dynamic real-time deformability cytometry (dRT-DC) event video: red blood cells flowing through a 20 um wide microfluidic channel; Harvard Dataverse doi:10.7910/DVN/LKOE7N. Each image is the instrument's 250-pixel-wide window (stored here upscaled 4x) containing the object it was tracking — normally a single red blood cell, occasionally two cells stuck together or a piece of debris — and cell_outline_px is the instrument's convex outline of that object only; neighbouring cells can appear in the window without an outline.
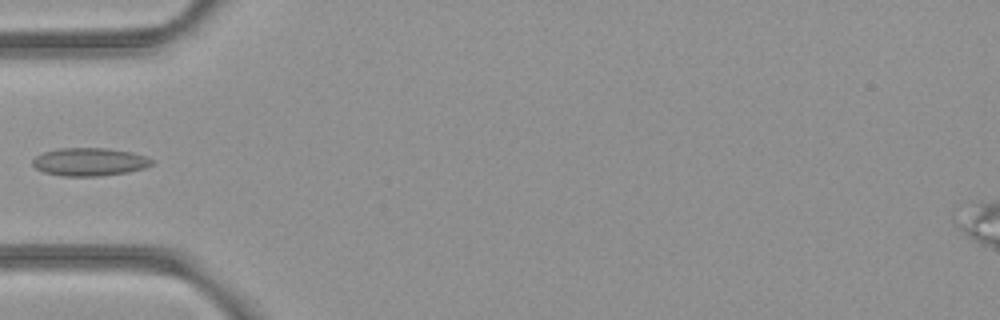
{"species": "common noctule bat (a hibernating species)", "species_latin": "Nyctalus noctula", "temperature_condition": "room temperature", "stored_images_in_passage": 6, "segment_of_instrument_passage": [2, 2], "camera_frame_rate_fps": 3000, "um_per_image_px": 0.085, "animal": {"sex": "female", "body_mass_g": 21.9}, "frame": {"image": 1, "passage_image": 5, "time_ms": 1.333, "image_size_px": [1000, 320], "cell_outline_px": [[156, 160], [152, 164], [144, 168], [128, 172], [100, 176], [60, 176], [44, 172], [36, 168], [32, 164], [32, 160], [36, 156], [44, 152], [60, 148], [108, 148], [132, 152]], "centroid_in_image_um": [7.62, 13.76], "position_along_channel_um": 77.4, "area_um2": 19.54}}
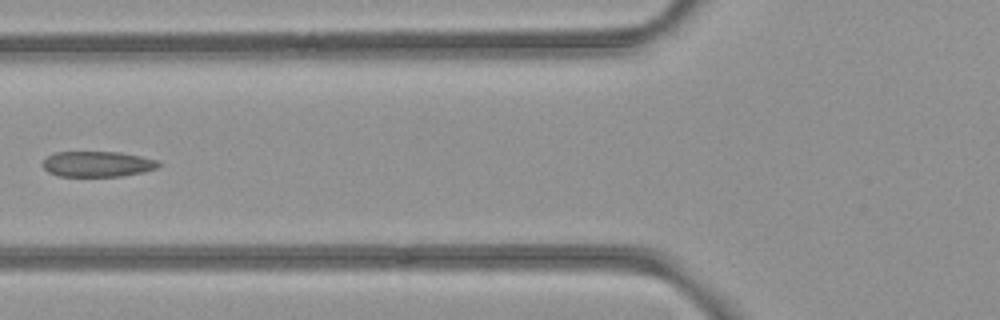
{"frame": {"image": 2, "passage_image": 6, "time_ms": 1.667, "image_size_px": [1000, 320], "cell_outline_px": [[160, 164], [156, 168], [144, 172], [120, 176], [60, 176], [48, 172], [44, 168], [44, 160], [48, 156], [56, 152], [120, 152], [160, 160]], "centroid_in_image_um": [8.32, 13.94], "position_along_channel_um": 117.5, "area_um2": 17.17}}